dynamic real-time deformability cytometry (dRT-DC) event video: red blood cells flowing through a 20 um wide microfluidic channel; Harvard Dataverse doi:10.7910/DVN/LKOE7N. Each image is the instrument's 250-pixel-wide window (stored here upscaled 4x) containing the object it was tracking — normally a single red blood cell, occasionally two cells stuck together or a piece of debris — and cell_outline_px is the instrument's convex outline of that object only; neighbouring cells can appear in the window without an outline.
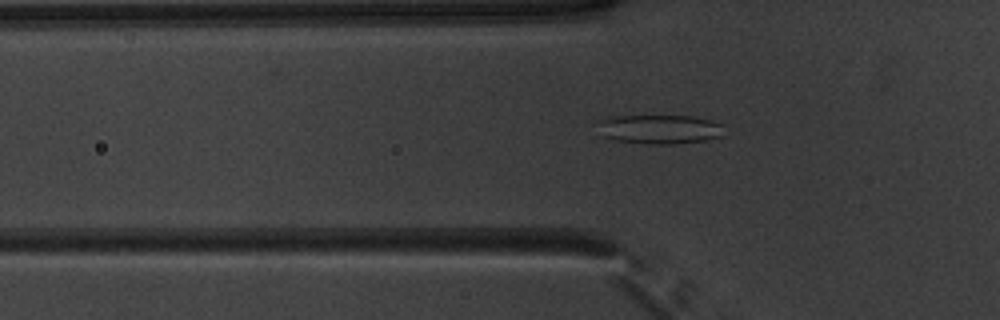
{"species": "common noctule bat (a hibernating species)", "species_latin": "Nyctalus noctula", "temperature_condition": "warm", "stored_images_in_passage": 43, "camera_frame_rate_fps": 3000, "um_per_image_px": 0.085, "animal": {"sex": "male", "body_mass_g": 20.1, "forearm_length_mm": 53.5}, "frame": {"image": 1, "passage_image": 9, "time_ms": 2.667, "image_size_px": [1000, 320], "cell_outline_px": [[724, 136], [704, 140], [676, 144], [648, 144], [616, 140], [604, 136], [596, 120], [608, 116], [692, 116], [708, 120], [720, 124]], "centroid_in_image_um": [56.03, 10.98], "position_along_channel_um": 69.8, "area_um2": 21.39}}
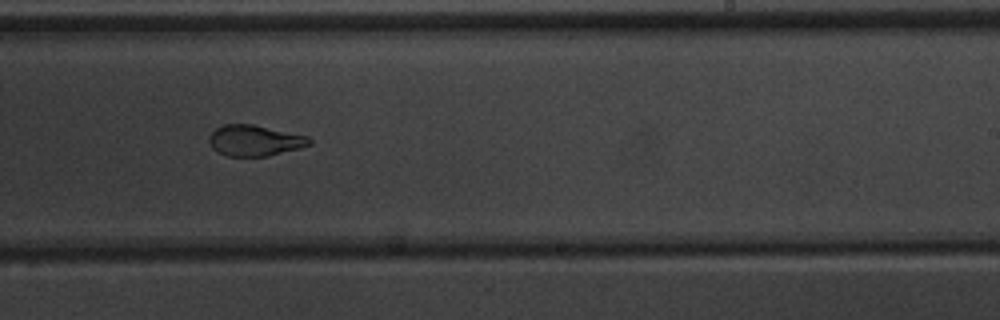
{"frame": {"image": 2, "passage_image": 24, "time_ms": 7.667, "image_size_px": [1000, 320], "cell_outline_px": [[312, 144], [300, 148], [268, 156], [228, 156], [216, 152], [212, 148], [208, 140], [208, 136], [216, 128], [224, 124], [252, 124], [308, 136], [312, 140]], "centroid_in_image_um": [21.64, 11.95], "position_along_channel_um": 267.4, "area_um2": 18.15}}
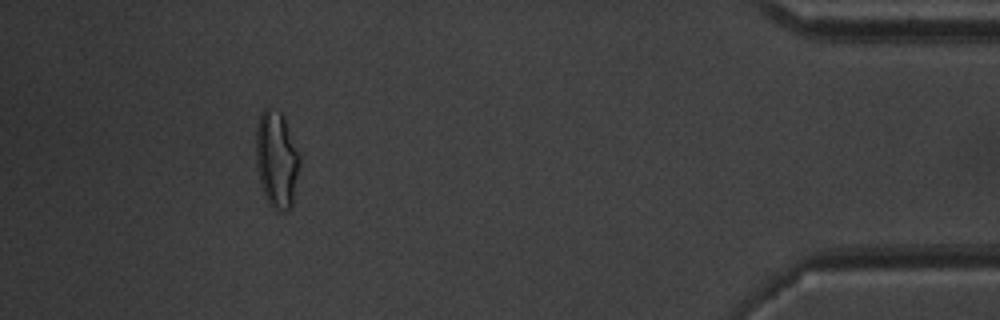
{"frame": {"image": 3, "passage_image": 39, "time_ms": 12.667, "image_size_px": [1000, 320], "cell_outline_px": [[300, 164], [292, 208], [284, 212], [280, 212], [268, 204], [264, 196], [256, 164], [256, 128], [260, 112], [264, 108], [268, 108], [280, 112], [284, 116], [300, 156]], "centroid_in_image_um": [23.52, 13.58], "position_along_channel_um": 411.7, "area_um2": 24.91}, "authors_computed_cell_mechanics": {"area_um2": 20.4034, "velocity_mm_per_s": 3.9484, "shape_relaxation_time_tau1_ms": 4.3029, "shape_relaxation_time_tau2_ms": 1.1414, "deformation_change_tau1": 0.1805, "deformation_change_tau2": 0.0784}}